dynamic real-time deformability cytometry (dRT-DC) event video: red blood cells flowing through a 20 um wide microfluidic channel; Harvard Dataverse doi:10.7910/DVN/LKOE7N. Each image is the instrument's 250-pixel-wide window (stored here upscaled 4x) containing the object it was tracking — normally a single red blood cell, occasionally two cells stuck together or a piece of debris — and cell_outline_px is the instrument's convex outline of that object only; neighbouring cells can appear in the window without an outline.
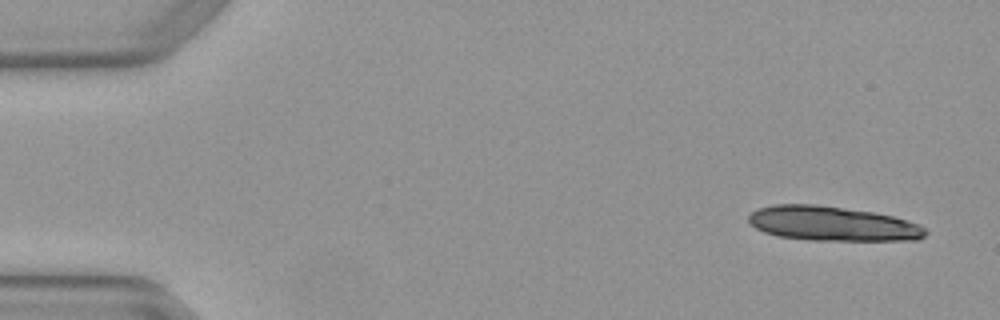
{"species": "Egyptian fruit bat (a non-hibernating species)", "species_latin": "Rousettus aegyptiacus", "temperature_condition": "warm", "stored_images_in_passage": 4, "camera_frame_rate_fps": 3000, "um_per_image_px": 0.085, "animal": {"sex": "female"}, "frame": {"image": 1, "passage_image": 1, "time_ms": 0.0, "image_size_px": [1000, 320], "cell_outline_px": [[928, 232], [924, 236], [916, 240], [808, 240], [776, 236], [764, 232], [756, 228], [748, 220], [748, 216], [752, 212], [760, 208], [776, 204], [816, 204], [872, 212], [892, 216], [908, 220], [920, 224]], "centroid_in_image_um": [70.76, 19.01], "position_along_channel_um": 14.2, "area_um2": 35.55}}
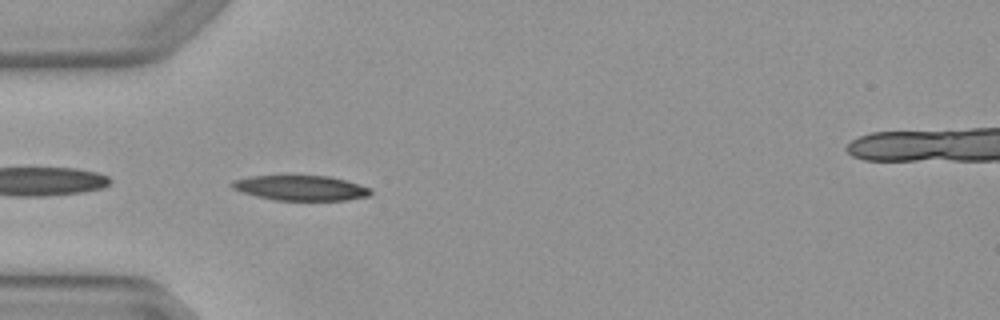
{"frame": {"image": 2, "passage_image": 4, "time_ms": 1.0, "image_size_px": [1000, 320], "cell_outline_px": [[372, 192], [368, 196], [348, 200], [276, 200], [256, 196], [232, 188], [228, 184], [232, 180], [252, 176], [288, 172], [328, 176], [344, 180], [372, 188]], "centroid_in_image_um": [25.51, 15.92], "position_along_channel_um": 59.5, "area_um2": 21.21}}